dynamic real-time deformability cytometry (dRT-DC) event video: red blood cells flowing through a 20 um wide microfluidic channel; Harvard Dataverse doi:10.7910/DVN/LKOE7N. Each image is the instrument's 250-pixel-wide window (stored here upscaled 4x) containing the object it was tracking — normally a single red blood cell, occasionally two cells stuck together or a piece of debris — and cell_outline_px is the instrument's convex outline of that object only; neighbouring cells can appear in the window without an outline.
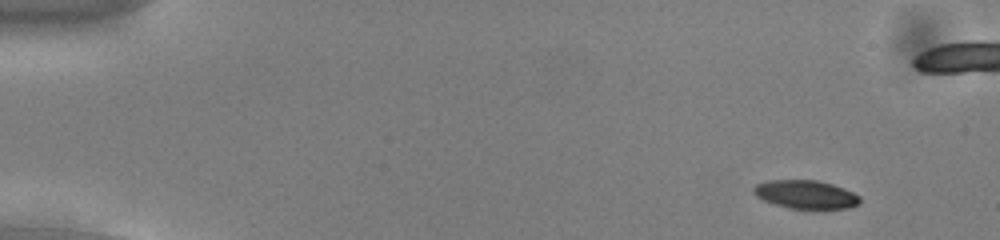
{"species": "common noctule bat (a hibernating species)", "species_latin": "Nyctalus noctula", "temperature_condition": "cold", "stored_images_in_passage": 54, "camera_frame_rate_fps": 3000, "um_per_image_px": 0.085, "animal": {"sex": "male", "body_mass_g": 13.0, "forearm_length_mm": 53.1}, "frame": {"image": 1, "passage_image": 4, "time_ms": 1.0, "image_size_px": [1000, 240], "cell_outline_px": [[860, 204], [848, 208], [788, 208], [764, 200], [756, 196], [752, 192], [752, 188], [756, 184], [768, 180], [816, 180], [832, 184], [844, 188], [860, 196]], "centroid_in_image_um": [68.48, 16.52], "position_along_channel_um": 16.5, "area_um2": 17.51}}
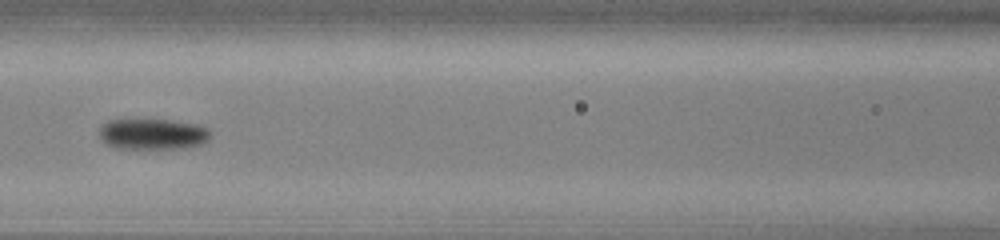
{"frame": {"image": 2, "passage_image": 24, "time_ms": 7.667, "image_size_px": [1000, 240], "cell_outline_px": [[208, 140], [204, 144], [184, 148], [120, 148], [104, 144], [100, 140], [100, 128], [108, 120], [168, 120], [196, 124], [204, 128], [208, 132]], "centroid_in_image_um": [12.94, 11.41], "position_along_channel_um": 153.7, "area_um2": 19.71}}
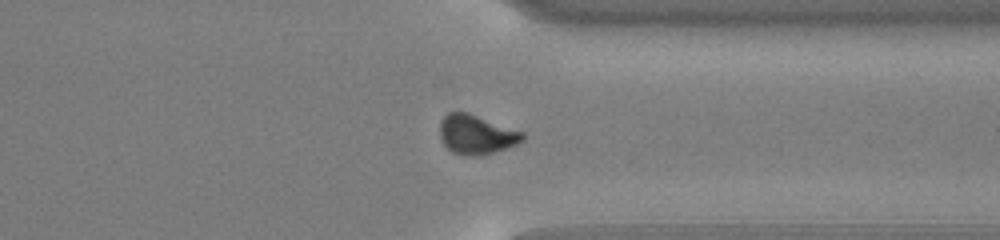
{"frame": {"image": 3, "passage_image": 41, "time_ms": 13.333, "image_size_px": [1000, 240], "cell_outline_px": [[524, 140], [516, 144], [496, 152], [480, 156], [464, 156], [452, 152], [440, 140], [440, 120], [448, 112], [468, 112], [524, 132]], "centroid_in_image_um": [40.48, 11.44], "position_along_channel_um": 370.9, "area_um2": 19.19}, "authors_computed_cell_mechanics": {"area_um2": 19.1318, "velocity_mm_per_s": 3.8449, "shape_relaxation_time_tau1_ms": 4.1918, "shape_relaxation_time_tau2_ms": 5.0126, "deformation_change_tau1": 0.1268, "deformation_change_tau2": 0.0855}}